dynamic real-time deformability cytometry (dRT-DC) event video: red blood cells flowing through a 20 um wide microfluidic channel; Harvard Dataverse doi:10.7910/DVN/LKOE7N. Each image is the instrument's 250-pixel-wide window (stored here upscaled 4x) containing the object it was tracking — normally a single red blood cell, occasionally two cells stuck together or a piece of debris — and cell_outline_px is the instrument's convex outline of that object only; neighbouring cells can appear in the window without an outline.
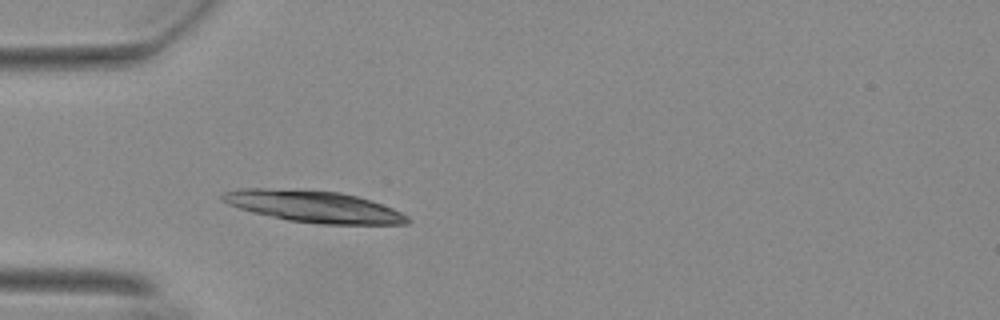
{"species": "Egyptian fruit bat (a non-hibernating species)", "species_latin": "Rousettus aegyptiacus", "temperature_condition": "warm", "stored_images_in_passage": 22, "camera_frame_rate_fps": 3000, "um_per_image_px": 0.085, "animal": {"sex": "female"}, "frame": {"image": 1, "passage_image": 1, "time_ms": 0.0, "image_size_px": [1000, 320], "cell_outline_px": [[412, 220], [408, 224], [320, 224], [288, 220], [252, 212], [228, 204], [220, 196], [224, 192], [244, 188], [264, 188], [340, 192], [356, 196], [392, 208], [408, 216]], "centroid_in_image_um": [26.68, 17.56], "position_along_channel_um": 58.3, "area_um2": 33.64}}
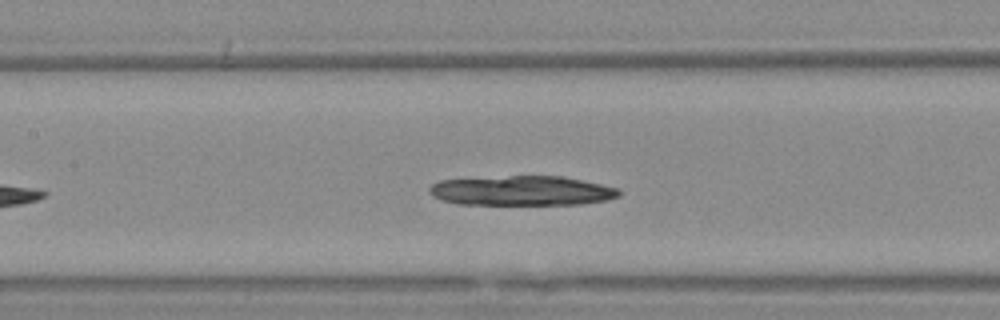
{"frame": {"image": 2, "passage_image": 10, "time_ms": 3.0, "image_size_px": [1000, 320], "cell_outline_px": [[620, 196], [608, 200], [584, 204], [460, 204], [444, 200], [432, 196], [428, 192], [428, 188], [432, 184], [440, 180], [508, 176], [560, 176], [620, 188]], "centroid_in_image_um": [44.38, 16.21], "position_along_channel_um": 163.0, "area_um2": 32.71}}
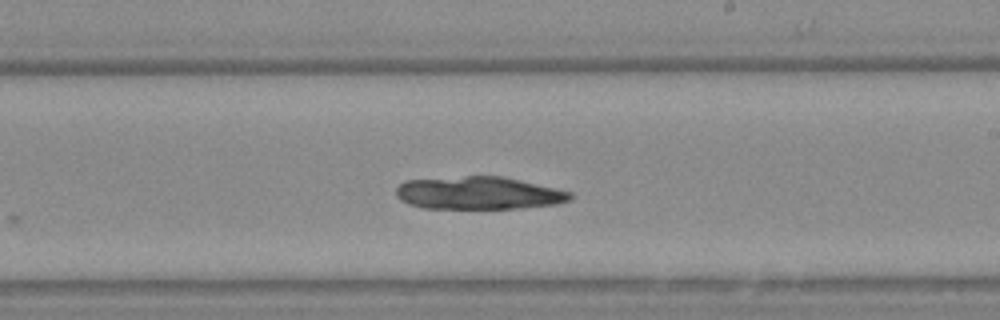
{"frame": {"image": 3, "passage_image": 17, "time_ms": 5.333, "image_size_px": [1000, 320], "cell_outline_px": [[572, 196], [568, 200], [556, 204], [520, 208], [424, 208], [408, 204], [400, 200], [396, 196], [396, 188], [404, 180], [464, 176], [504, 176], [556, 188], [572, 192]], "centroid_in_image_um": [40.65, 16.4], "position_along_channel_um": 248.3, "area_um2": 33.29}}